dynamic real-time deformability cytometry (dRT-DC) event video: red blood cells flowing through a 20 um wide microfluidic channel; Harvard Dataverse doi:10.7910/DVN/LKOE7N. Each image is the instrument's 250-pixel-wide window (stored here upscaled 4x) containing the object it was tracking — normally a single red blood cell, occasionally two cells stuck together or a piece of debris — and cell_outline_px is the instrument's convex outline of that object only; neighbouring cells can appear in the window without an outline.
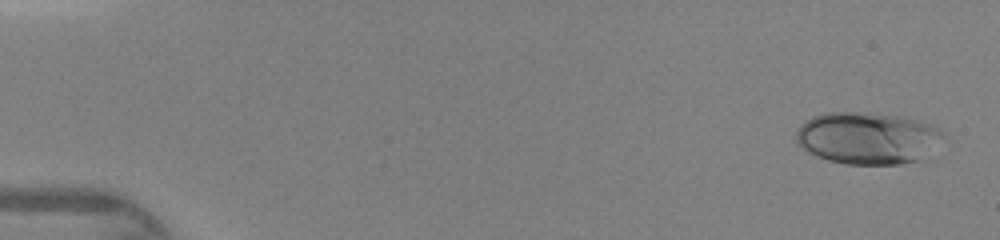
{"species": "human", "species_latin": "Homo sapiens", "temperature_condition": "warm", "stored_images_in_passage": 46, "camera_frame_rate_fps": 3000, "um_per_image_px": 0.085, "donor": {"sex": "female"}, "frame": {"image": 1, "passage_image": 2, "time_ms": 0.333, "image_size_px": [1000, 240], "cell_outline_px": [[944, 136], [920, 160], [900, 164], [844, 164], [828, 160], [816, 156], [808, 152], [796, 144], [796, 132], [800, 124], [812, 116], [824, 112], [856, 112], [904, 116], [920, 120], [944, 132]], "centroid_in_image_um": [73.68, 11.73], "position_along_channel_um": 11.3, "area_um2": 44.68}}
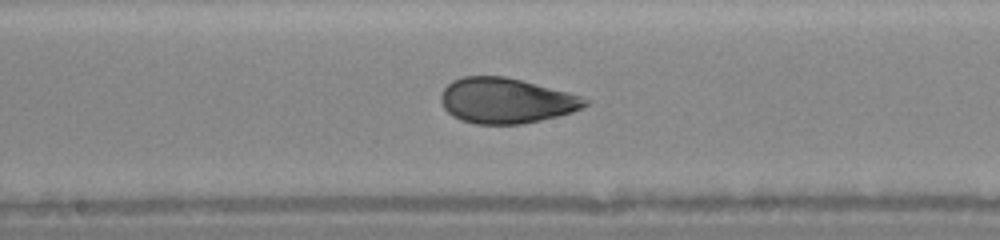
{"frame": {"image": 2, "passage_image": 25, "time_ms": 8.0, "image_size_px": [1000, 240], "cell_outline_px": [[592, 104], [572, 112], [540, 120], [520, 124], [476, 124], [460, 120], [452, 116], [444, 108], [440, 100], [440, 92], [452, 80], [464, 76], [504, 76], [568, 92], [592, 100]], "centroid_in_image_um": [43.01, 8.55], "position_along_channel_um": 205.2, "area_um2": 38.21}}
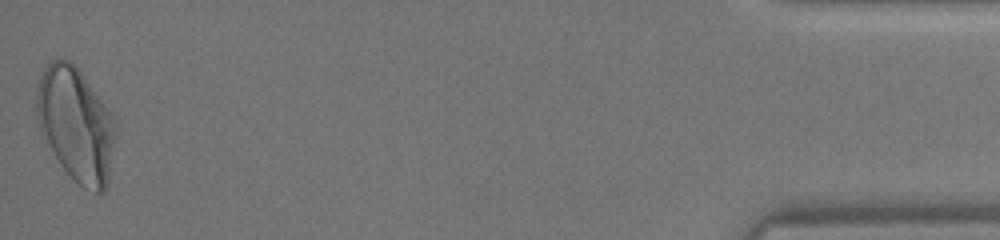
{"frame": {"image": 3, "passage_image": 46, "time_ms": 15.0, "image_size_px": [1000, 240], "cell_outline_px": [[116, 136], [108, 184], [104, 192], [96, 192], [84, 188], [60, 164], [40, 128], [36, 120], [36, 88], [40, 76], [48, 60], [56, 56], [68, 60], [84, 76], [116, 120]], "centroid_in_image_um": [6.45, 10.53], "position_along_channel_um": 428.7, "area_um2": 52.25}}